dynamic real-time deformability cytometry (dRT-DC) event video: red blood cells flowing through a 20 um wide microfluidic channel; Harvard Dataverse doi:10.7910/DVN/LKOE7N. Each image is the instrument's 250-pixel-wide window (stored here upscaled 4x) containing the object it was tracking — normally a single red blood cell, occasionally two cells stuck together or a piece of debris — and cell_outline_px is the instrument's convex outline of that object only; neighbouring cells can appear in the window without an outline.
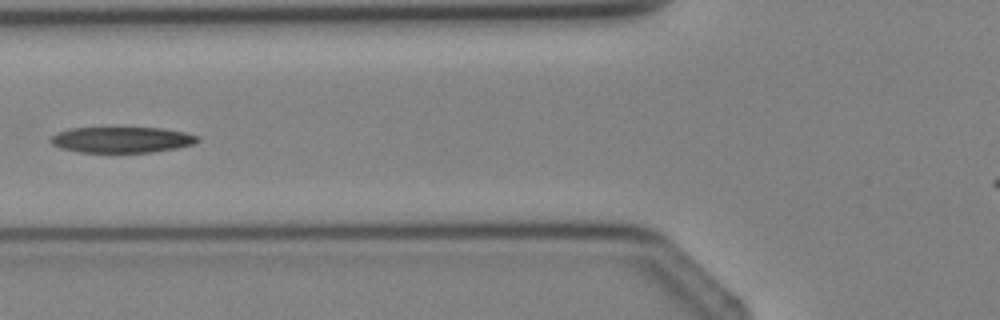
{"species": "Egyptian fruit bat (a non-hibernating species)", "species_latin": "Rousettus aegyptiacus", "temperature_condition": "cold", "stored_images_in_passage": 4, "camera_frame_rate_fps": 3000, "um_per_image_px": 0.085, "animal": {"sex": "female"}, "frame": {"image": 1, "passage_image": 4, "time_ms": 4.333, "image_size_px": [1000, 320], "cell_outline_px": [[200, 140], [192, 144], [176, 148], [152, 152], [80, 152], [60, 148], [52, 144], [48, 140], [52, 136], [68, 128], [160, 128], [184, 132], [200, 136]], "centroid_in_image_um": [10.34, 11.88], "position_along_channel_um": 115.5, "area_um2": 22.02}}